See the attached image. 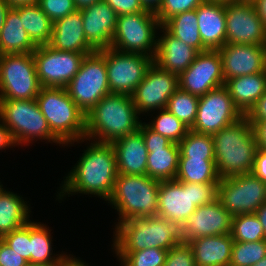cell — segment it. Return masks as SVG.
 <instances>
[{
  "mask_svg": "<svg viewBox=\"0 0 266 266\" xmlns=\"http://www.w3.org/2000/svg\"><path fill=\"white\" fill-rule=\"evenodd\" d=\"M139 131L143 136V140L148 152H151V148H165L171 143L167 137H164L163 135L151 130L145 124V122L141 123Z\"/></svg>",
  "mask_w": 266,
  "mask_h": 266,
  "instance_id": "obj_45",
  "label": "cell"
},
{
  "mask_svg": "<svg viewBox=\"0 0 266 266\" xmlns=\"http://www.w3.org/2000/svg\"><path fill=\"white\" fill-rule=\"evenodd\" d=\"M97 51L106 61L110 93L132 96L153 63L152 57L121 52L111 47Z\"/></svg>",
  "mask_w": 266,
  "mask_h": 266,
  "instance_id": "obj_13",
  "label": "cell"
},
{
  "mask_svg": "<svg viewBox=\"0 0 266 266\" xmlns=\"http://www.w3.org/2000/svg\"><path fill=\"white\" fill-rule=\"evenodd\" d=\"M163 266H196L193 252L188 243L181 242L170 248Z\"/></svg>",
  "mask_w": 266,
  "mask_h": 266,
  "instance_id": "obj_44",
  "label": "cell"
},
{
  "mask_svg": "<svg viewBox=\"0 0 266 266\" xmlns=\"http://www.w3.org/2000/svg\"><path fill=\"white\" fill-rule=\"evenodd\" d=\"M233 216L223 208L216 198L211 203L201 205L180 227L182 242L199 237L231 234Z\"/></svg>",
  "mask_w": 266,
  "mask_h": 266,
  "instance_id": "obj_19",
  "label": "cell"
},
{
  "mask_svg": "<svg viewBox=\"0 0 266 266\" xmlns=\"http://www.w3.org/2000/svg\"><path fill=\"white\" fill-rule=\"evenodd\" d=\"M141 123L132 96L110 93L86 114L85 138L112 143L139 130Z\"/></svg>",
  "mask_w": 266,
  "mask_h": 266,
  "instance_id": "obj_2",
  "label": "cell"
},
{
  "mask_svg": "<svg viewBox=\"0 0 266 266\" xmlns=\"http://www.w3.org/2000/svg\"><path fill=\"white\" fill-rule=\"evenodd\" d=\"M253 266H266V256Z\"/></svg>",
  "mask_w": 266,
  "mask_h": 266,
  "instance_id": "obj_59",
  "label": "cell"
},
{
  "mask_svg": "<svg viewBox=\"0 0 266 266\" xmlns=\"http://www.w3.org/2000/svg\"><path fill=\"white\" fill-rule=\"evenodd\" d=\"M117 15L142 12L146 9L141 4L140 0H104Z\"/></svg>",
  "mask_w": 266,
  "mask_h": 266,
  "instance_id": "obj_47",
  "label": "cell"
},
{
  "mask_svg": "<svg viewBox=\"0 0 266 266\" xmlns=\"http://www.w3.org/2000/svg\"><path fill=\"white\" fill-rule=\"evenodd\" d=\"M206 0H162L160 7L154 12L162 25L170 17L196 9Z\"/></svg>",
  "mask_w": 266,
  "mask_h": 266,
  "instance_id": "obj_42",
  "label": "cell"
},
{
  "mask_svg": "<svg viewBox=\"0 0 266 266\" xmlns=\"http://www.w3.org/2000/svg\"><path fill=\"white\" fill-rule=\"evenodd\" d=\"M231 235L238 242L266 240L263 226L255 213L234 216Z\"/></svg>",
  "mask_w": 266,
  "mask_h": 266,
  "instance_id": "obj_38",
  "label": "cell"
},
{
  "mask_svg": "<svg viewBox=\"0 0 266 266\" xmlns=\"http://www.w3.org/2000/svg\"><path fill=\"white\" fill-rule=\"evenodd\" d=\"M0 266H29V263L0 239Z\"/></svg>",
  "mask_w": 266,
  "mask_h": 266,
  "instance_id": "obj_46",
  "label": "cell"
},
{
  "mask_svg": "<svg viewBox=\"0 0 266 266\" xmlns=\"http://www.w3.org/2000/svg\"><path fill=\"white\" fill-rule=\"evenodd\" d=\"M160 181L148 175L118 174L107 200L118 213V222L135 217L157 216Z\"/></svg>",
  "mask_w": 266,
  "mask_h": 266,
  "instance_id": "obj_6",
  "label": "cell"
},
{
  "mask_svg": "<svg viewBox=\"0 0 266 266\" xmlns=\"http://www.w3.org/2000/svg\"><path fill=\"white\" fill-rule=\"evenodd\" d=\"M17 146L10 130L6 125L0 120V150H5L7 147L13 148Z\"/></svg>",
  "mask_w": 266,
  "mask_h": 266,
  "instance_id": "obj_50",
  "label": "cell"
},
{
  "mask_svg": "<svg viewBox=\"0 0 266 266\" xmlns=\"http://www.w3.org/2000/svg\"><path fill=\"white\" fill-rule=\"evenodd\" d=\"M180 149L171 142L165 148H151L148 152L147 175L158 181L174 180L179 164Z\"/></svg>",
  "mask_w": 266,
  "mask_h": 266,
  "instance_id": "obj_32",
  "label": "cell"
},
{
  "mask_svg": "<svg viewBox=\"0 0 266 266\" xmlns=\"http://www.w3.org/2000/svg\"><path fill=\"white\" fill-rule=\"evenodd\" d=\"M209 1H221V2H229V1H232V0H209Z\"/></svg>",
  "mask_w": 266,
  "mask_h": 266,
  "instance_id": "obj_61",
  "label": "cell"
},
{
  "mask_svg": "<svg viewBox=\"0 0 266 266\" xmlns=\"http://www.w3.org/2000/svg\"><path fill=\"white\" fill-rule=\"evenodd\" d=\"M234 2L254 3L256 0H232Z\"/></svg>",
  "mask_w": 266,
  "mask_h": 266,
  "instance_id": "obj_60",
  "label": "cell"
},
{
  "mask_svg": "<svg viewBox=\"0 0 266 266\" xmlns=\"http://www.w3.org/2000/svg\"><path fill=\"white\" fill-rule=\"evenodd\" d=\"M36 46L25 31L19 12L10 7L0 31V54L33 53Z\"/></svg>",
  "mask_w": 266,
  "mask_h": 266,
  "instance_id": "obj_28",
  "label": "cell"
},
{
  "mask_svg": "<svg viewBox=\"0 0 266 266\" xmlns=\"http://www.w3.org/2000/svg\"><path fill=\"white\" fill-rule=\"evenodd\" d=\"M88 54L59 51L48 44L36 47L33 58L41 87L66 88Z\"/></svg>",
  "mask_w": 266,
  "mask_h": 266,
  "instance_id": "obj_14",
  "label": "cell"
},
{
  "mask_svg": "<svg viewBox=\"0 0 266 266\" xmlns=\"http://www.w3.org/2000/svg\"><path fill=\"white\" fill-rule=\"evenodd\" d=\"M71 99L85 115L110 94L105 58L96 50L85 55L77 74L66 86Z\"/></svg>",
  "mask_w": 266,
  "mask_h": 266,
  "instance_id": "obj_11",
  "label": "cell"
},
{
  "mask_svg": "<svg viewBox=\"0 0 266 266\" xmlns=\"http://www.w3.org/2000/svg\"><path fill=\"white\" fill-rule=\"evenodd\" d=\"M48 45L59 51L77 53L96 51L86 40L80 10H76L53 23L52 36Z\"/></svg>",
  "mask_w": 266,
  "mask_h": 266,
  "instance_id": "obj_23",
  "label": "cell"
},
{
  "mask_svg": "<svg viewBox=\"0 0 266 266\" xmlns=\"http://www.w3.org/2000/svg\"><path fill=\"white\" fill-rule=\"evenodd\" d=\"M10 7L35 4L38 0H4Z\"/></svg>",
  "mask_w": 266,
  "mask_h": 266,
  "instance_id": "obj_57",
  "label": "cell"
},
{
  "mask_svg": "<svg viewBox=\"0 0 266 266\" xmlns=\"http://www.w3.org/2000/svg\"><path fill=\"white\" fill-rule=\"evenodd\" d=\"M241 117L243 115L235 107L228 89L222 85L199 97L196 120L190 129L213 136Z\"/></svg>",
  "mask_w": 266,
  "mask_h": 266,
  "instance_id": "obj_15",
  "label": "cell"
},
{
  "mask_svg": "<svg viewBox=\"0 0 266 266\" xmlns=\"http://www.w3.org/2000/svg\"><path fill=\"white\" fill-rule=\"evenodd\" d=\"M9 8L10 6L4 0H0V31L4 25Z\"/></svg>",
  "mask_w": 266,
  "mask_h": 266,
  "instance_id": "obj_56",
  "label": "cell"
},
{
  "mask_svg": "<svg viewBox=\"0 0 266 266\" xmlns=\"http://www.w3.org/2000/svg\"><path fill=\"white\" fill-rule=\"evenodd\" d=\"M117 172L125 175H147L148 150L139 130L112 142Z\"/></svg>",
  "mask_w": 266,
  "mask_h": 266,
  "instance_id": "obj_25",
  "label": "cell"
},
{
  "mask_svg": "<svg viewBox=\"0 0 266 266\" xmlns=\"http://www.w3.org/2000/svg\"><path fill=\"white\" fill-rule=\"evenodd\" d=\"M199 97L180 88L169 98L167 109L191 128L196 120Z\"/></svg>",
  "mask_w": 266,
  "mask_h": 266,
  "instance_id": "obj_37",
  "label": "cell"
},
{
  "mask_svg": "<svg viewBox=\"0 0 266 266\" xmlns=\"http://www.w3.org/2000/svg\"><path fill=\"white\" fill-rule=\"evenodd\" d=\"M87 42L95 49L109 48L117 24V13L101 0L80 10Z\"/></svg>",
  "mask_w": 266,
  "mask_h": 266,
  "instance_id": "obj_21",
  "label": "cell"
},
{
  "mask_svg": "<svg viewBox=\"0 0 266 266\" xmlns=\"http://www.w3.org/2000/svg\"><path fill=\"white\" fill-rule=\"evenodd\" d=\"M199 34L208 50L226 44L225 2L206 0L196 8Z\"/></svg>",
  "mask_w": 266,
  "mask_h": 266,
  "instance_id": "obj_24",
  "label": "cell"
},
{
  "mask_svg": "<svg viewBox=\"0 0 266 266\" xmlns=\"http://www.w3.org/2000/svg\"><path fill=\"white\" fill-rule=\"evenodd\" d=\"M22 198L4 188L0 191V239L31 221L30 204Z\"/></svg>",
  "mask_w": 266,
  "mask_h": 266,
  "instance_id": "obj_29",
  "label": "cell"
},
{
  "mask_svg": "<svg viewBox=\"0 0 266 266\" xmlns=\"http://www.w3.org/2000/svg\"><path fill=\"white\" fill-rule=\"evenodd\" d=\"M225 86L235 107L246 116L266 93V71L228 79Z\"/></svg>",
  "mask_w": 266,
  "mask_h": 266,
  "instance_id": "obj_27",
  "label": "cell"
},
{
  "mask_svg": "<svg viewBox=\"0 0 266 266\" xmlns=\"http://www.w3.org/2000/svg\"><path fill=\"white\" fill-rule=\"evenodd\" d=\"M145 9L155 12L161 5L162 0H140Z\"/></svg>",
  "mask_w": 266,
  "mask_h": 266,
  "instance_id": "obj_55",
  "label": "cell"
},
{
  "mask_svg": "<svg viewBox=\"0 0 266 266\" xmlns=\"http://www.w3.org/2000/svg\"><path fill=\"white\" fill-rule=\"evenodd\" d=\"M14 8L19 12L23 27L32 43L36 47L49 44L52 36L53 22L42 11L40 6L35 3L20 5Z\"/></svg>",
  "mask_w": 266,
  "mask_h": 266,
  "instance_id": "obj_31",
  "label": "cell"
},
{
  "mask_svg": "<svg viewBox=\"0 0 266 266\" xmlns=\"http://www.w3.org/2000/svg\"><path fill=\"white\" fill-rule=\"evenodd\" d=\"M226 44L266 46V28L254 3L225 2Z\"/></svg>",
  "mask_w": 266,
  "mask_h": 266,
  "instance_id": "obj_17",
  "label": "cell"
},
{
  "mask_svg": "<svg viewBox=\"0 0 266 266\" xmlns=\"http://www.w3.org/2000/svg\"><path fill=\"white\" fill-rule=\"evenodd\" d=\"M73 1L77 10H81L101 0H73Z\"/></svg>",
  "mask_w": 266,
  "mask_h": 266,
  "instance_id": "obj_58",
  "label": "cell"
},
{
  "mask_svg": "<svg viewBox=\"0 0 266 266\" xmlns=\"http://www.w3.org/2000/svg\"><path fill=\"white\" fill-rule=\"evenodd\" d=\"M113 229V251L169 250L182 242L180 227L158 215L131 218Z\"/></svg>",
  "mask_w": 266,
  "mask_h": 266,
  "instance_id": "obj_4",
  "label": "cell"
},
{
  "mask_svg": "<svg viewBox=\"0 0 266 266\" xmlns=\"http://www.w3.org/2000/svg\"><path fill=\"white\" fill-rule=\"evenodd\" d=\"M0 120L10 130L16 143L29 146L32 141L47 140L64 146L51 132L48 122L42 114L36 99L5 100L0 99Z\"/></svg>",
  "mask_w": 266,
  "mask_h": 266,
  "instance_id": "obj_8",
  "label": "cell"
},
{
  "mask_svg": "<svg viewBox=\"0 0 266 266\" xmlns=\"http://www.w3.org/2000/svg\"><path fill=\"white\" fill-rule=\"evenodd\" d=\"M156 117L153 116L152 120L145 124L154 132L167 137L171 142L179 143L189 131L182 121H180L175 115H173L167 108L160 109Z\"/></svg>",
  "mask_w": 266,
  "mask_h": 266,
  "instance_id": "obj_36",
  "label": "cell"
},
{
  "mask_svg": "<svg viewBox=\"0 0 266 266\" xmlns=\"http://www.w3.org/2000/svg\"><path fill=\"white\" fill-rule=\"evenodd\" d=\"M258 149L266 150V120L256 122L253 125Z\"/></svg>",
  "mask_w": 266,
  "mask_h": 266,
  "instance_id": "obj_51",
  "label": "cell"
},
{
  "mask_svg": "<svg viewBox=\"0 0 266 266\" xmlns=\"http://www.w3.org/2000/svg\"><path fill=\"white\" fill-rule=\"evenodd\" d=\"M252 173L266 183V150H257Z\"/></svg>",
  "mask_w": 266,
  "mask_h": 266,
  "instance_id": "obj_49",
  "label": "cell"
},
{
  "mask_svg": "<svg viewBox=\"0 0 266 266\" xmlns=\"http://www.w3.org/2000/svg\"><path fill=\"white\" fill-rule=\"evenodd\" d=\"M246 117L252 126L256 122L266 120V93L256 102Z\"/></svg>",
  "mask_w": 266,
  "mask_h": 266,
  "instance_id": "obj_48",
  "label": "cell"
},
{
  "mask_svg": "<svg viewBox=\"0 0 266 266\" xmlns=\"http://www.w3.org/2000/svg\"><path fill=\"white\" fill-rule=\"evenodd\" d=\"M175 180L187 183L218 184L220 177L215 160L179 158Z\"/></svg>",
  "mask_w": 266,
  "mask_h": 266,
  "instance_id": "obj_34",
  "label": "cell"
},
{
  "mask_svg": "<svg viewBox=\"0 0 266 266\" xmlns=\"http://www.w3.org/2000/svg\"><path fill=\"white\" fill-rule=\"evenodd\" d=\"M257 217L260 220V223L263 226L264 232H265V237H266V203H263L258 210L255 212Z\"/></svg>",
  "mask_w": 266,
  "mask_h": 266,
  "instance_id": "obj_54",
  "label": "cell"
},
{
  "mask_svg": "<svg viewBox=\"0 0 266 266\" xmlns=\"http://www.w3.org/2000/svg\"><path fill=\"white\" fill-rule=\"evenodd\" d=\"M162 26L172 36L195 48L198 52L208 50L203 45L199 34L196 9L176 14L167 19Z\"/></svg>",
  "mask_w": 266,
  "mask_h": 266,
  "instance_id": "obj_33",
  "label": "cell"
},
{
  "mask_svg": "<svg viewBox=\"0 0 266 266\" xmlns=\"http://www.w3.org/2000/svg\"><path fill=\"white\" fill-rule=\"evenodd\" d=\"M233 238L231 234L199 237L190 240L196 266H229L232 257Z\"/></svg>",
  "mask_w": 266,
  "mask_h": 266,
  "instance_id": "obj_26",
  "label": "cell"
},
{
  "mask_svg": "<svg viewBox=\"0 0 266 266\" xmlns=\"http://www.w3.org/2000/svg\"><path fill=\"white\" fill-rule=\"evenodd\" d=\"M121 266H163L168 250L146 248L139 251H113Z\"/></svg>",
  "mask_w": 266,
  "mask_h": 266,
  "instance_id": "obj_39",
  "label": "cell"
},
{
  "mask_svg": "<svg viewBox=\"0 0 266 266\" xmlns=\"http://www.w3.org/2000/svg\"><path fill=\"white\" fill-rule=\"evenodd\" d=\"M222 85L225 80L218 50L199 52L194 62L179 75V88L198 97Z\"/></svg>",
  "mask_w": 266,
  "mask_h": 266,
  "instance_id": "obj_18",
  "label": "cell"
},
{
  "mask_svg": "<svg viewBox=\"0 0 266 266\" xmlns=\"http://www.w3.org/2000/svg\"><path fill=\"white\" fill-rule=\"evenodd\" d=\"M178 89L179 76L160 68L153 62L133 92L132 100L141 116L166 108L169 98Z\"/></svg>",
  "mask_w": 266,
  "mask_h": 266,
  "instance_id": "obj_16",
  "label": "cell"
},
{
  "mask_svg": "<svg viewBox=\"0 0 266 266\" xmlns=\"http://www.w3.org/2000/svg\"><path fill=\"white\" fill-rule=\"evenodd\" d=\"M218 52L222 59L225 82L231 78L266 71V46L225 44Z\"/></svg>",
  "mask_w": 266,
  "mask_h": 266,
  "instance_id": "obj_20",
  "label": "cell"
},
{
  "mask_svg": "<svg viewBox=\"0 0 266 266\" xmlns=\"http://www.w3.org/2000/svg\"><path fill=\"white\" fill-rule=\"evenodd\" d=\"M216 198L233 217L255 213L266 203V183L253 173L223 178L217 185Z\"/></svg>",
  "mask_w": 266,
  "mask_h": 266,
  "instance_id": "obj_12",
  "label": "cell"
},
{
  "mask_svg": "<svg viewBox=\"0 0 266 266\" xmlns=\"http://www.w3.org/2000/svg\"><path fill=\"white\" fill-rule=\"evenodd\" d=\"M212 139L220 179L252 173L258 144L246 116L221 129Z\"/></svg>",
  "mask_w": 266,
  "mask_h": 266,
  "instance_id": "obj_3",
  "label": "cell"
},
{
  "mask_svg": "<svg viewBox=\"0 0 266 266\" xmlns=\"http://www.w3.org/2000/svg\"><path fill=\"white\" fill-rule=\"evenodd\" d=\"M266 256V240L233 242L232 266H253Z\"/></svg>",
  "mask_w": 266,
  "mask_h": 266,
  "instance_id": "obj_40",
  "label": "cell"
},
{
  "mask_svg": "<svg viewBox=\"0 0 266 266\" xmlns=\"http://www.w3.org/2000/svg\"><path fill=\"white\" fill-rule=\"evenodd\" d=\"M258 16L266 28V0H256L254 2Z\"/></svg>",
  "mask_w": 266,
  "mask_h": 266,
  "instance_id": "obj_53",
  "label": "cell"
},
{
  "mask_svg": "<svg viewBox=\"0 0 266 266\" xmlns=\"http://www.w3.org/2000/svg\"><path fill=\"white\" fill-rule=\"evenodd\" d=\"M3 190V184L0 182V191Z\"/></svg>",
  "mask_w": 266,
  "mask_h": 266,
  "instance_id": "obj_62",
  "label": "cell"
},
{
  "mask_svg": "<svg viewBox=\"0 0 266 266\" xmlns=\"http://www.w3.org/2000/svg\"><path fill=\"white\" fill-rule=\"evenodd\" d=\"M40 89L33 53L0 54V99H36Z\"/></svg>",
  "mask_w": 266,
  "mask_h": 266,
  "instance_id": "obj_10",
  "label": "cell"
},
{
  "mask_svg": "<svg viewBox=\"0 0 266 266\" xmlns=\"http://www.w3.org/2000/svg\"><path fill=\"white\" fill-rule=\"evenodd\" d=\"M87 140L86 150L60 184L56 195L59 202L67 195L70 197L78 193L90 194V197L95 195L107 201L113 191L118 172L112 143Z\"/></svg>",
  "mask_w": 266,
  "mask_h": 266,
  "instance_id": "obj_1",
  "label": "cell"
},
{
  "mask_svg": "<svg viewBox=\"0 0 266 266\" xmlns=\"http://www.w3.org/2000/svg\"><path fill=\"white\" fill-rule=\"evenodd\" d=\"M52 134L65 146L87 141L86 115L71 99L66 88L41 87L36 97Z\"/></svg>",
  "mask_w": 266,
  "mask_h": 266,
  "instance_id": "obj_5",
  "label": "cell"
},
{
  "mask_svg": "<svg viewBox=\"0 0 266 266\" xmlns=\"http://www.w3.org/2000/svg\"><path fill=\"white\" fill-rule=\"evenodd\" d=\"M217 185L187 183L175 179L160 181L157 215L181 227L197 207L216 199Z\"/></svg>",
  "mask_w": 266,
  "mask_h": 266,
  "instance_id": "obj_7",
  "label": "cell"
},
{
  "mask_svg": "<svg viewBox=\"0 0 266 266\" xmlns=\"http://www.w3.org/2000/svg\"><path fill=\"white\" fill-rule=\"evenodd\" d=\"M10 248L15 250L30 265V221L1 238Z\"/></svg>",
  "mask_w": 266,
  "mask_h": 266,
  "instance_id": "obj_41",
  "label": "cell"
},
{
  "mask_svg": "<svg viewBox=\"0 0 266 266\" xmlns=\"http://www.w3.org/2000/svg\"><path fill=\"white\" fill-rule=\"evenodd\" d=\"M159 30L161 34L157 36V50L153 62L179 76L194 62L199 52L172 36L162 25Z\"/></svg>",
  "mask_w": 266,
  "mask_h": 266,
  "instance_id": "obj_22",
  "label": "cell"
},
{
  "mask_svg": "<svg viewBox=\"0 0 266 266\" xmlns=\"http://www.w3.org/2000/svg\"><path fill=\"white\" fill-rule=\"evenodd\" d=\"M84 260L79 259L78 257L73 256L72 254H65L57 266H88L89 264ZM90 266V265H89Z\"/></svg>",
  "mask_w": 266,
  "mask_h": 266,
  "instance_id": "obj_52",
  "label": "cell"
},
{
  "mask_svg": "<svg viewBox=\"0 0 266 266\" xmlns=\"http://www.w3.org/2000/svg\"><path fill=\"white\" fill-rule=\"evenodd\" d=\"M179 158H197L202 160H215L214 146L211 135L195 132L191 129L178 143Z\"/></svg>",
  "mask_w": 266,
  "mask_h": 266,
  "instance_id": "obj_35",
  "label": "cell"
},
{
  "mask_svg": "<svg viewBox=\"0 0 266 266\" xmlns=\"http://www.w3.org/2000/svg\"><path fill=\"white\" fill-rule=\"evenodd\" d=\"M37 4L53 23L77 10L73 0H38Z\"/></svg>",
  "mask_w": 266,
  "mask_h": 266,
  "instance_id": "obj_43",
  "label": "cell"
},
{
  "mask_svg": "<svg viewBox=\"0 0 266 266\" xmlns=\"http://www.w3.org/2000/svg\"><path fill=\"white\" fill-rule=\"evenodd\" d=\"M160 26L155 13L148 9L119 15L110 47L154 59L157 50V30Z\"/></svg>",
  "mask_w": 266,
  "mask_h": 266,
  "instance_id": "obj_9",
  "label": "cell"
},
{
  "mask_svg": "<svg viewBox=\"0 0 266 266\" xmlns=\"http://www.w3.org/2000/svg\"><path fill=\"white\" fill-rule=\"evenodd\" d=\"M52 230L41 222L30 221V265L57 266L65 253H53Z\"/></svg>",
  "mask_w": 266,
  "mask_h": 266,
  "instance_id": "obj_30",
  "label": "cell"
}]
</instances>
